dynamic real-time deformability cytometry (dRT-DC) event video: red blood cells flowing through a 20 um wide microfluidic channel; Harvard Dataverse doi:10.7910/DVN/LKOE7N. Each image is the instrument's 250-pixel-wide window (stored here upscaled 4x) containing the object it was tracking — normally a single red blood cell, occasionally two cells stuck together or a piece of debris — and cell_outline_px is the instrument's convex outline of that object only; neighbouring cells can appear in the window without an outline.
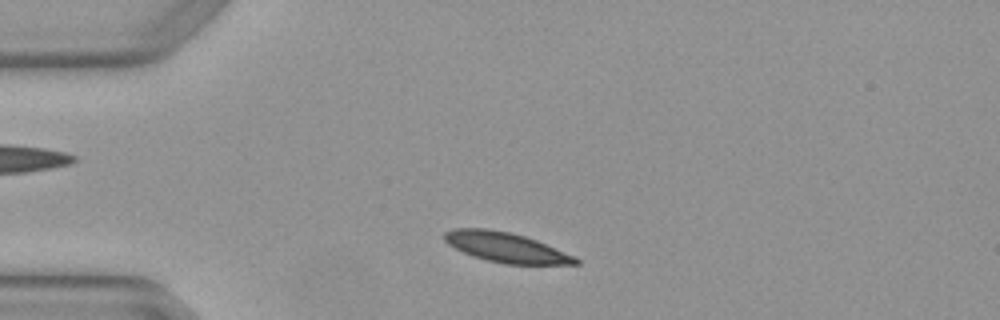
{"species": "Egyptian fruit bat (a non-hibernating species)", "species_latin": "Rousettus aegyptiacus", "temperature_condition": "warm", "stored_images_in_passage": 2, "camera_frame_rate_fps": 3000, "um_per_image_px": 0.085, "animal": {"sex": "female"}, "frame": {"image": 1, "passage_image": 1, "time_ms": 0.0, "image_size_px": [1000, 320], "cell_outline_px": [[580, 264], [504, 264], [472, 256], [448, 244], [444, 240], [444, 232], [456, 228], [484, 228], [512, 232], [536, 240], [576, 256], [580, 260]], "centroid_in_image_um": [43.03, 21.02], "position_along_channel_um": 42.0, "area_um2": 22.77}}